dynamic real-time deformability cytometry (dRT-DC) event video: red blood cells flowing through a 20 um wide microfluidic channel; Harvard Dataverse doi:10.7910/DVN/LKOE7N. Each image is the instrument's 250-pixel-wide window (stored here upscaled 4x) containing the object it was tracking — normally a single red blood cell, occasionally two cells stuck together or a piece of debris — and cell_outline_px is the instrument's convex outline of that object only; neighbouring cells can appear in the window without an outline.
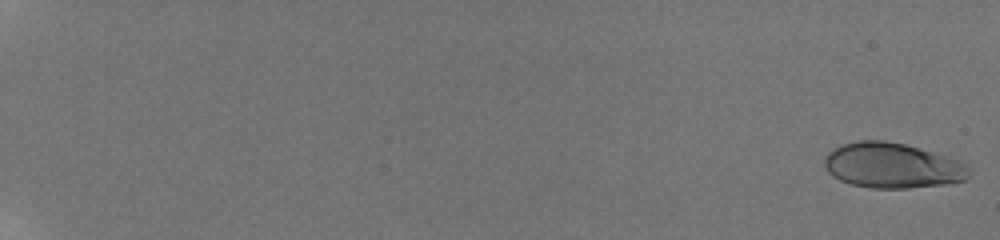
{"species": "human", "species_latin": "Homo sapiens", "temperature_condition": "room temperature", "stored_images_in_passage": 58, "camera_frame_rate_fps": 3000, "um_per_image_px": 0.085, "donor": {"sex": "male"}, "frame": {"image": 1, "passage_image": 1, "time_ms": 0.0, "image_size_px": [1000, 240], "cell_outline_px": [[968, 176], [964, 180], [952, 184], [908, 188], [872, 188], [852, 184], [840, 180], [832, 176], [828, 172], [824, 164], [824, 160], [828, 152], [844, 144], [860, 140], [884, 140], [904, 144], [944, 156], [956, 160], [968, 168]], "centroid_in_image_um": [75.81, 14.09], "position_along_channel_um": 9.2, "area_um2": 37.69}}
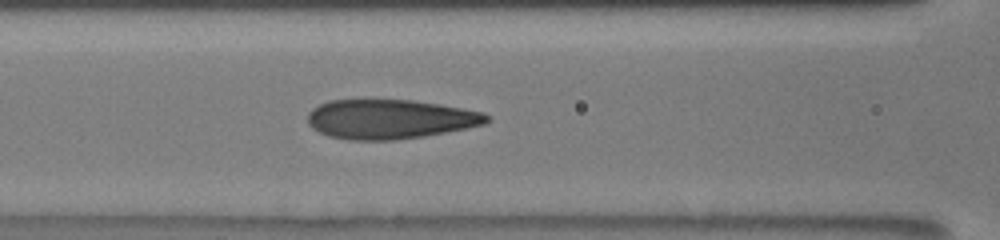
{"frame": {"image": 2, "passage_image": 30, "time_ms": 9.667, "image_size_px": [1000, 240], "cell_outline_px": [[488, 120], [484, 124], [424, 136], [396, 140], [348, 140], [328, 136], [312, 128], [308, 124], [308, 112], [312, 108], [328, 100], [412, 100], [440, 104], [484, 112], [488, 116]], "centroid_in_image_um": [33.1, 10.13], "position_along_channel_um": 133.5, "area_um2": 41.04}}
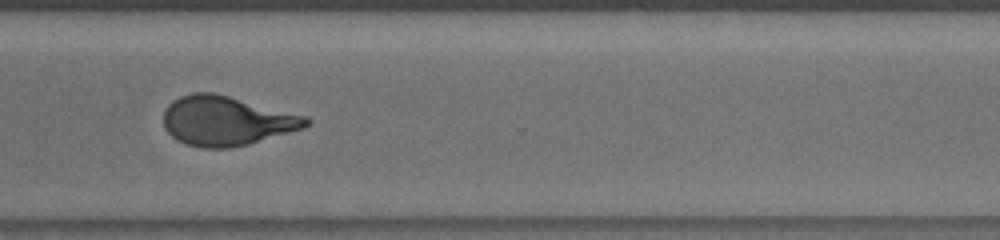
{"frame": {"image": 3, "passage_image": 47, "time_ms": 15.333, "image_size_px": [1000, 240], "cell_outline_px": [[312, 120], [304, 128], [248, 144], [228, 148], [204, 148], [184, 144], [176, 140], [164, 128], [164, 112], [168, 104], [172, 100], [180, 96], [192, 92], [212, 92], [308, 116]], "centroid_in_image_um": [19.23, 10.27], "position_along_channel_um": 351.4, "area_um2": 41.15}, "authors_computed_cell_mechanics": {"area_um2": 39.7664, "velocity_mm_per_s": 3.8472, "shape_relaxation_time_tau1_ms": 4.9007, "shape_relaxation_time_tau2_ms": 0.7424, "deformation_change_tau1": 0.2165, "deformation_change_tau2": 0.0732}}